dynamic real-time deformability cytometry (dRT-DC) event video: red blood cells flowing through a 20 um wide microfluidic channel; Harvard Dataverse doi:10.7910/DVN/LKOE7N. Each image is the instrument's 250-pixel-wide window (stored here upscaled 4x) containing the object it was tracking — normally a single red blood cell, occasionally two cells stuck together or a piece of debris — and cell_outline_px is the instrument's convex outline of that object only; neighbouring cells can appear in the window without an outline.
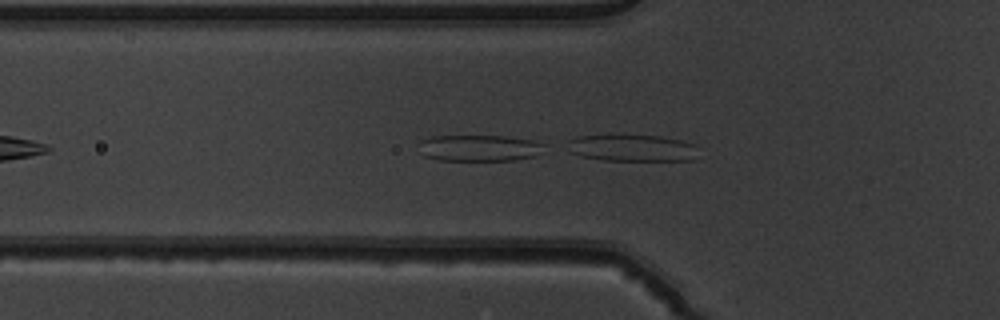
{"species": "common noctule bat (a hibernating species)", "species_latin": "Nyctalus noctula", "temperature_condition": "warm", "stored_images_in_passage": 9, "camera_frame_rate_fps": 3000, "um_per_image_px": 0.085, "animal": {"sex": "male", "body_mass_g": 19.5, "forearm_length_mm": 54.6}, "frame": {"image": 1, "passage_image": 7, "time_ms": 2.0, "image_size_px": [1000, 320], "cell_outline_px": [[696, 144], [692, 160], [604, 160], [580, 156], [568, 152], [560, 144], [568, 140], [580, 136], [660, 136], [680, 140]], "centroid_in_image_um": [53.58, 12.58], "position_along_channel_um": 72.2, "area_um2": 20.29}}